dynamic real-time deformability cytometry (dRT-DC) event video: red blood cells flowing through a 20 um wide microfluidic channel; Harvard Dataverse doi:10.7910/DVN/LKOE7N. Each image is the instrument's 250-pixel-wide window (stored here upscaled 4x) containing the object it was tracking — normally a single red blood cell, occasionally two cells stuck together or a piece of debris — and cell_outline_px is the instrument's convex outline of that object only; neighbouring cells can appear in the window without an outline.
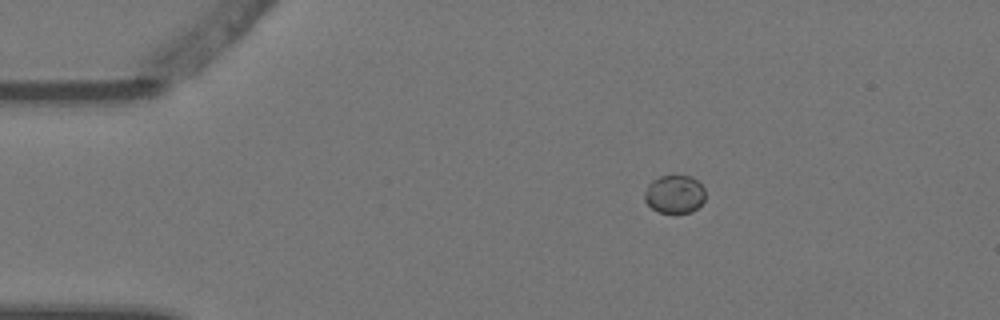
{"species": "Egyptian fruit bat (a non-hibernating species)", "species_latin": "Rousettus aegyptiacus", "temperature_condition": "warm", "stored_images_in_passage": 6, "camera_frame_rate_fps": 3000, "um_per_image_px": 0.085, "animal": {"sex": "female"}, "frame": {"image": 1, "passage_image": 1, "time_ms": 0.0, "image_size_px": [1000, 320], "cell_outline_px": [[704, 200], [692, 212], [660, 212], [652, 208], [644, 200], [644, 192], [648, 184], [652, 180], [660, 176], [692, 176], [704, 188]], "centroid_in_image_um": [57.31, 16.49], "position_along_channel_um": 27.7, "area_um2": 13.35}}
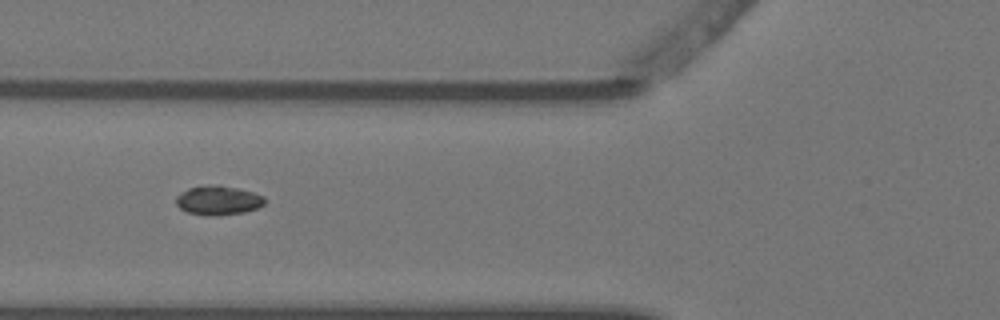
{"frame": {"image": 2, "passage_image": 4, "time_ms": 1.0, "image_size_px": [1000, 320], "cell_outline_px": [[264, 204], [256, 208], [244, 212], [216, 216], [208, 216], [188, 212], [180, 208], [176, 204], [176, 196], [188, 188], [216, 184], [240, 188], [264, 196]], "centroid_in_image_um": [18.54, 17.03], "position_along_channel_um": 107.3, "area_um2": 15.09}}
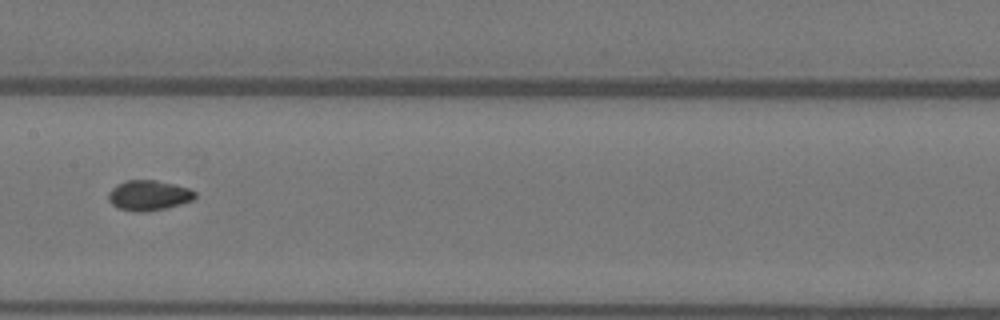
{"frame": {"image": 3, "passage_image": 6, "time_ms": 1.667, "image_size_px": [1000, 320], "cell_outline_px": [[196, 196], [192, 200], [180, 204], [164, 208], [144, 212], [132, 212], [120, 208], [112, 204], [108, 200], [108, 192], [112, 188], [124, 180], [152, 180], [172, 184], [188, 188], [196, 192]], "centroid_in_image_um": [12.61, 16.61], "position_along_channel_um": 194.8, "area_um2": 15.09}}